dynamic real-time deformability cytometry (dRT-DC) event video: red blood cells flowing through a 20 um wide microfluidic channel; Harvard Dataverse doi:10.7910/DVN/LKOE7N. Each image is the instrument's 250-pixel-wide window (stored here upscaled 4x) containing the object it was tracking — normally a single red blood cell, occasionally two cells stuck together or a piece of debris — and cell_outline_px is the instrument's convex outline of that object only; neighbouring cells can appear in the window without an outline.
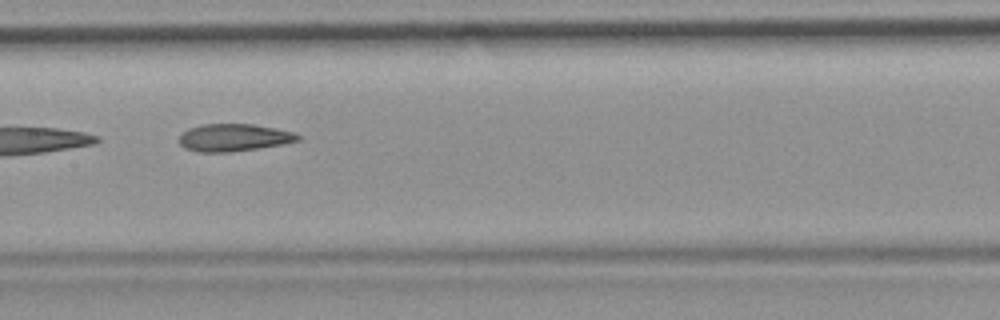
{"species": "common noctule bat (a hibernating species)", "species_latin": "Nyctalus noctula", "temperature_condition": "room temperature", "stored_images_in_passage": 10, "camera_frame_rate_fps": 3000, "um_per_image_px": 0.085, "animal": {"sex": "female", "body_mass_g": 19.9}, "frame": {"image": 1, "passage_image": 4, "time_ms": 1.0, "image_size_px": [1000, 320], "cell_outline_px": [[300, 140], [284, 144], [228, 152], [200, 152], [184, 148], [180, 144], [180, 136], [188, 128], [204, 124], [252, 124], [276, 128], [296, 132], [300, 136]], "centroid_in_image_um": [19.9, 11.69], "position_along_channel_um": 187.5, "area_um2": 18.9}}